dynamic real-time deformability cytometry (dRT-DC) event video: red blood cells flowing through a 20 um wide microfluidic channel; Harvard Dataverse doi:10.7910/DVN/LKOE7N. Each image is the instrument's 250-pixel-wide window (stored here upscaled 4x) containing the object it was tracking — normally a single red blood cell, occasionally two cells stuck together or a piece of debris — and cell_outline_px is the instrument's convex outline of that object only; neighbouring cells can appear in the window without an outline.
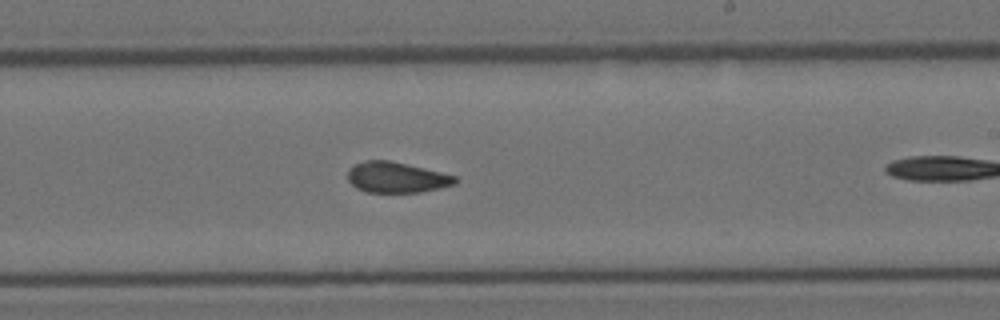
{"species": "Egyptian fruit bat (a non-hibernating species)", "species_latin": "Rousettus aegyptiacus", "temperature_condition": "room temperature", "stored_images_in_passage": 22, "camera_frame_rate_fps": 3000, "um_per_image_px": 0.085, "animal": {"sex": "female"}, "frame": {"image": 1, "passage_image": 16, "time_ms": 5.0, "image_size_px": [1000, 320], "cell_outline_px": [[460, 180], [456, 184], [440, 188], [420, 192], [368, 192], [356, 188], [348, 180], [348, 168], [352, 164], [368, 160], [388, 160], [424, 168], [456, 176]], "centroid_in_image_um": [33.7, 15.07], "position_along_channel_um": 255.3, "area_um2": 19.25}}
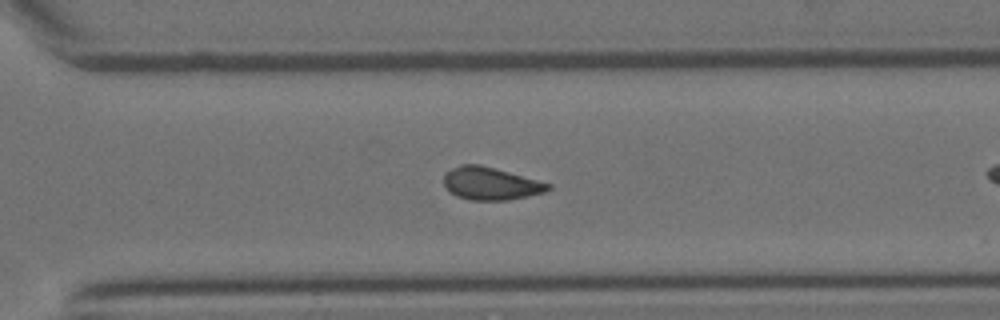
{"frame": {"image": 2, "passage_image": 19, "time_ms": 6.0, "image_size_px": [1000, 320], "cell_outline_px": [[552, 188], [544, 192], [528, 196], [508, 200], [468, 200], [456, 196], [448, 192], [444, 184], [444, 176], [452, 168], [460, 164], [480, 164], [552, 184]], "centroid_in_image_um": [41.69, 15.61], "position_along_channel_um": 328.9, "area_um2": 19.88}}